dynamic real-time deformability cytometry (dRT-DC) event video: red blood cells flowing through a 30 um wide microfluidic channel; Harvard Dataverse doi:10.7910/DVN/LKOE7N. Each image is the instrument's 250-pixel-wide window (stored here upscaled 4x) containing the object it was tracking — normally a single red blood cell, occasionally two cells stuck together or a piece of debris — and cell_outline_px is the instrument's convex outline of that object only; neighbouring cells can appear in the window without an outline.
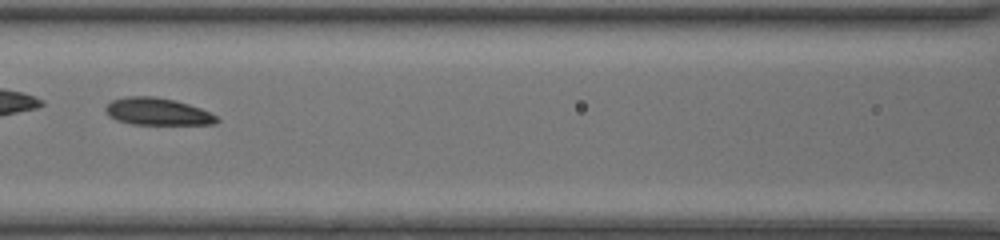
{"species": "common noctule bat (a hibernating species)", "species_latin": "Nyctalus noctula", "temperature_condition": "room temperature", "stored_images_in_passage": 36, "segment_of_instrument_passage": [2, 2], "camera_frame_rate_fps": 3000, "um_per_image_px": 0.085, "animal": {"sex": "female", "body_mass_g": 20.0, "forearm_length_mm": 54.0}, "frame": {"image": 1, "passage_image": 26, "time_ms": 8.333, "image_size_px": [1000, 240], "cell_outline_px": [[220, 120], [216, 124], [132, 124], [116, 120], [108, 116], [104, 108], [112, 100], [124, 96], [156, 96], [176, 100], [200, 108], [216, 116]], "centroid_in_image_um": [13.35, 9.48], "position_along_channel_um": 153.2, "area_um2": 17.69}}